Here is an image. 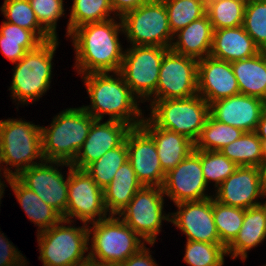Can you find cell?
Instances as JSON below:
<instances>
[{"label":"cell","instance_id":"23","mask_svg":"<svg viewBox=\"0 0 266 266\" xmlns=\"http://www.w3.org/2000/svg\"><path fill=\"white\" fill-rule=\"evenodd\" d=\"M260 48L247 34L243 26L221 28L213 31L210 56L227 62L253 57Z\"/></svg>","mask_w":266,"mask_h":266},{"label":"cell","instance_id":"33","mask_svg":"<svg viewBox=\"0 0 266 266\" xmlns=\"http://www.w3.org/2000/svg\"><path fill=\"white\" fill-rule=\"evenodd\" d=\"M114 12L110 0H73V6L67 26V35L77 27L95 22L109 20Z\"/></svg>","mask_w":266,"mask_h":266},{"label":"cell","instance_id":"35","mask_svg":"<svg viewBox=\"0 0 266 266\" xmlns=\"http://www.w3.org/2000/svg\"><path fill=\"white\" fill-rule=\"evenodd\" d=\"M244 215L245 209L221 204L213 198V218L220 242L225 247L238 235Z\"/></svg>","mask_w":266,"mask_h":266},{"label":"cell","instance_id":"2","mask_svg":"<svg viewBox=\"0 0 266 266\" xmlns=\"http://www.w3.org/2000/svg\"><path fill=\"white\" fill-rule=\"evenodd\" d=\"M114 74L119 76L118 79L112 78L108 72L90 73L83 77L92 104L91 107L83 106V108L95 120L102 121L103 115L108 114L110 121L126 123L131 127L140 126L143 118L139 120L137 118L142 115L139 104L122 74L120 72ZM133 115L134 117H131Z\"/></svg>","mask_w":266,"mask_h":266},{"label":"cell","instance_id":"16","mask_svg":"<svg viewBox=\"0 0 266 266\" xmlns=\"http://www.w3.org/2000/svg\"><path fill=\"white\" fill-rule=\"evenodd\" d=\"M128 161L142 186L162 187L166 173L161 168L157 148L151 135L140 125L126 136Z\"/></svg>","mask_w":266,"mask_h":266},{"label":"cell","instance_id":"48","mask_svg":"<svg viewBox=\"0 0 266 266\" xmlns=\"http://www.w3.org/2000/svg\"><path fill=\"white\" fill-rule=\"evenodd\" d=\"M261 142H262L263 161H266V140H261Z\"/></svg>","mask_w":266,"mask_h":266},{"label":"cell","instance_id":"22","mask_svg":"<svg viewBox=\"0 0 266 266\" xmlns=\"http://www.w3.org/2000/svg\"><path fill=\"white\" fill-rule=\"evenodd\" d=\"M141 126L153 138L165 173L175 168L194 150V142L185 135L156 127L149 119H143Z\"/></svg>","mask_w":266,"mask_h":266},{"label":"cell","instance_id":"37","mask_svg":"<svg viewBox=\"0 0 266 266\" xmlns=\"http://www.w3.org/2000/svg\"><path fill=\"white\" fill-rule=\"evenodd\" d=\"M225 254L222 243L187 240L184 261L190 266H223Z\"/></svg>","mask_w":266,"mask_h":266},{"label":"cell","instance_id":"41","mask_svg":"<svg viewBox=\"0 0 266 266\" xmlns=\"http://www.w3.org/2000/svg\"><path fill=\"white\" fill-rule=\"evenodd\" d=\"M0 35L2 41L42 42L32 31L6 21L1 26Z\"/></svg>","mask_w":266,"mask_h":266},{"label":"cell","instance_id":"25","mask_svg":"<svg viewBox=\"0 0 266 266\" xmlns=\"http://www.w3.org/2000/svg\"><path fill=\"white\" fill-rule=\"evenodd\" d=\"M266 238V206L261 204L245 209L244 221L238 235L226 247V254L240 259L247 258V251Z\"/></svg>","mask_w":266,"mask_h":266},{"label":"cell","instance_id":"15","mask_svg":"<svg viewBox=\"0 0 266 266\" xmlns=\"http://www.w3.org/2000/svg\"><path fill=\"white\" fill-rule=\"evenodd\" d=\"M207 183L203 176L200 150L194 149L175 168L165 175L162 186L164 195L175 204L211 198L205 195Z\"/></svg>","mask_w":266,"mask_h":266},{"label":"cell","instance_id":"38","mask_svg":"<svg viewBox=\"0 0 266 266\" xmlns=\"http://www.w3.org/2000/svg\"><path fill=\"white\" fill-rule=\"evenodd\" d=\"M242 26L260 50L266 51V0L247 1Z\"/></svg>","mask_w":266,"mask_h":266},{"label":"cell","instance_id":"42","mask_svg":"<svg viewBox=\"0 0 266 266\" xmlns=\"http://www.w3.org/2000/svg\"><path fill=\"white\" fill-rule=\"evenodd\" d=\"M42 42H12L2 41L0 35V49L4 56L13 64L18 62L27 51L35 49Z\"/></svg>","mask_w":266,"mask_h":266},{"label":"cell","instance_id":"21","mask_svg":"<svg viewBox=\"0 0 266 266\" xmlns=\"http://www.w3.org/2000/svg\"><path fill=\"white\" fill-rule=\"evenodd\" d=\"M230 62L207 56L198 60V95L211 103L239 94Z\"/></svg>","mask_w":266,"mask_h":266},{"label":"cell","instance_id":"26","mask_svg":"<svg viewBox=\"0 0 266 266\" xmlns=\"http://www.w3.org/2000/svg\"><path fill=\"white\" fill-rule=\"evenodd\" d=\"M141 187L142 184L138 181L130 162L121 165L113 180L103 188L104 205L109 215L119 214Z\"/></svg>","mask_w":266,"mask_h":266},{"label":"cell","instance_id":"34","mask_svg":"<svg viewBox=\"0 0 266 266\" xmlns=\"http://www.w3.org/2000/svg\"><path fill=\"white\" fill-rule=\"evenodd\" d=\"M174 36L191 22L206 15V0H163Z\"/></svg>","mask_w":266,"mask_h":266},{"label":"cell","instance_id":"36","mask_svg":"<svg viewBox=\"0 0 266 266\" xmlns=\"http://www.w3.org/2000/svg\"><path fill=\"white\" fill-rule=\"evenodd\" d=\"M1 10L8 23L32 31L42 42L52 39L37 21L28 0H4Z\"/></svg>","mask_w":266,"mask_h":266},{"label":"cell","instance_id":"32","mask_svg":"<svg viewBox=\"0 0 266 266\" xmlns=\"http://www.w3.org/2000/svg\"><path fill=\"white\" fill-rule=\"evenodd\" d=\"M127 161L128 152L125 140L120 146L109 150L98 160L89 164L84 170L103 189L113 180L119 167Z\"/></svg>","mask_w":266,"mask_h":266},{"label":"cell","instance_id":"47","mask_svg":"<svg viewBox=\"0 0 266 266\" xmlns=\"http://www.w3.org/2000/svg\"><path fill=\"white\" fill-rule=\"evenodd\" d=\"M261 169V177L264 191L266 192V161H262Z\"/></svg>","mask_w":266,"mask_h":266},{"label":"cell","instance_id":"43","mask_svg":"<svg viewBox=\"0 0 266 266\" xmlns=\"http://www.w3.org/2000/svg\"><path fill=\"white\" fill-rule=\"evenodd\" d=\"M19 253L2 233L0 236V266H25V258Z\"/></svg>","mask_w":266,"mask_h":266},{"label":"cell","instance_id":"29","mask_svg":"<svg viewBox=\"0 0 266 266\" xmlns=\"http://www.w3.org/2000/svg\"><path fill=\"white\" fill-rule=\"evenodd\" d=\"M237 166L261 167L262 142L256 132H244L239 139L219 150Z\"/></svg>","mask_w":266,"mask_h":266},{"label":"cell","instance_id":"13","mask_svg":"<svg viewBox=\"0 0 266 266\" xmlns=\"http://www.w3.org/2000/svg\"><path fill=\"white\" fill-rule=\"evenodd\" d=\"M68 167V203L67 209L62 217L63 220L71 221L76 217L84 224L107 218L104 205L103 189L100 188L93 178L84 169Z\"/></svg>","mask_w":266,"mask_h":266},{"label":"cell","instance_id":"10","mask_svg":"<svg viewBox=\"0 0 266 266\" xmlns=\"http://www.w3.org/2000/svg\"><path fill=\"white\" fill-rule=\"evenodd\" d=\"M169 49L133 46L125 51L119 72L134 95L148 100L156 92L162 58Z\"/></svg>","mask_w":266,"mask_h":266},{"label":"cell","instance_id":"6","mask_svg":"<svg viewBox=\"0 0 266 266\" xmlns=\"http://www.w3.org/2000/svg\"><path fill=\"white\" fill-rule=\"evenodd\" d=\"M62 220L49 229L38 232L39 259L44 266H85L90 264L88 251L89 232L87 224L82 227L63 226ZM62 224V225H60ZM60 225V226H59ZM87 227V228H86Z\"/></svg>","mask_w":266,"mask_h":266},{"label":"cell","instance_id":"9","mask_svg":"<svg viewBox=\"0 0 266 266\" xmlns=\"http://www.w3.org/2000/svg\"><path fill=\"white\" fill-rule=\"evenodd\" d=\"M120 20L132 46L171 47L174 35L163 0H147L126 12Z\"/></svg>","mask_w":266,"mask_h":266},{"label":"cell","instance_id":"49","mask_svg":"<svg viewBox=\"0 0 266 266\" xmlns=\"http://www.w3.org/2000/svg\"><path fill=\"white\" fill-rule=\"evenodd\" d=\"M3 187H4V185H0V198H2V195L4 193Z\"/></svg>","mask_w":266,"mask_h":266},{"label":"cell","instance_id":"50","mask_svg":"<svg viewBox=\"0 0 266 266\" xmlns=\"http://www.w3.org/2000/svg\"><path fill=\"white\" fill-rule=\"evenodd\" d=\"M1 163H3V162H2V157H1V148H0V164H1ZM0 171H1V169H0ZM0 185H4L3 183H1V179H0Z\"/></svg>","mask_w":266,"mask_h":266},{"label":"cell","instance_id":"27","mask_svg":"<svg viewBox=\"0 0 266 266\" xmlns=\"http://www.w3.org/2000/svg\"><path fill=\"white\" fill-rule=\"evenodd\" d=\"M243 95L254 96L266 102V51L253 57L231 63Z\"/></svg>","mask_w":266,"mask_h":266},{"label":"cell","instance_id":"4","mask_svg":"<svg viewBox=\"0 0 266 266\" xmlns=\"http://www.w3.org/2000/svg\"><path fill=\"white\" fill-rule=\"evenodd\" d=\"M91 228H88V232L89 237L93 232V244L88 256L92 265H121L144 246L140 236L123 220L120 221V217L109 215L108 218L93 222Z\"/></svg>","mask_w":266,"mask_h":266},{"label":"cell","instance_id":"3","mask_svg":"<svg viewBox=\"0 0 266 266\" xmlns=\"http://www.w3.org/2000/svg\"><path fill=\"white\" fill-rule=\"evenodd\" d=\"M95 119L83 108H70L41 127L42 154L47 161L71 164L85 142Z\"/></svg>","mask_w":266,"mask_h":266},{"label":"cell","instance_id":"31","mask_svg":"<svg viewBox=\"0 0 266 266\" xmlns=\"http://www.w3.org/2000/svg\"><path fill=\"white\" fill-rule=\"evenodd\" d=\"M245 0H206V15L213 30L243 25Z\"/></svg>","mask_w":266,"mask_h":266},{"label":"cell","instance_id":"46","mask_svg":"<svg viewBox=\"0 0 266 266\" xmlns=\"http://www.w3.org/2000/svg\"><path fill=\"white\" fill-rule=\"evenodd\" d=\"M256 134L261 140H266V109L263 111L256 129Z\"/></svg>","mask_w":266,"mask_h":266},{"label":"cell","instance_id":"8","mask_svg":"<svg viewBox=\"0 0 266 266\" xmlns=\"http://www.w3.org/2000/svg\"><path fill=\"white\" fill-rule=\"evenodd\" d=\"M151 116L156 127L185 135L195 143L210 115V105L196 94L189 98L151 101Z\"/></svg>","mask_w":266,"mask_h":266},{"label":"cell","instance_id":"30","mask_svg":"<svg viewBox=\"0 0 266 266\" xmlns=\"http://www.w3.org/2000/svg\"><path fill=\"white\" fill-rule=\"evenodd\" d=\"M243 133L244 131L241 129L221 123L209 115L198 139L194 143V149L219 151L224 146L239 139Z\"/></svg>","mask_w":266,"mask_h":266},{"label":"cell","instance_id":"11","mask_svg":"<svg viewBox=\"0 0 266 266\" xmlns=\"http://www.w3.org/2000/svg\"><path fill=\"white\" fill-rule=\"evenodd\" d=\"M162 187L142 186L129 204L118 214L143 240L153 245L160 232L162 220L170 221V215L162 213L164 204Z\"/></svg>","mask_w":266,"mask_h":266},{"label":"cell","instance_id":"1","mask_svg":"<svg viewBox=\"0 0 266 266\" xmlns=\"http://www.w3.org/2000/svg\"><path fill=\"white\" fill-rule=\"evenodd\" d=\"M114 19L87 23L75 28L69 36L76 50L75 67L79 73L119 72L124 53L119 43L118 33L123 31L122 21Z\"/></svg>","mask_w":266,"mask_h":266},{"label":"cell","instance_id":"5","mask_svg":"<svg viewBox=\"0 0 266 266\" xmlns=\"http://www.w3.org/2000/svg\"><path fill=\"white\" fill-rule=\"evenodd\" d=\"M0 148L2 162L16 167L15 172L4 170V177L18 176L23 170L44 162L41 143V127L22 120H0Z\"/></svg>","mask_w":266,"mask_h":266},{"label":"cell","instance_id":"14","mask_svg":"<svg viewBox=\"0 0 266 266\" xmlns=\"http://www.w3.org/2000/svg\"><path fill=\"white\" fill-rule=\"evenodd\" d=\"M47 163H50L49 166ZM51 163L58 166L70 165L44 160V163L23 170L16 177L63 217L68 203V177L65 181L62 173L58 168L51 166Z\"/></svg>","mask_w":266,"mask_h":266},{"label":"cell","instance_id":"24","mask_svg":"<svg viewBox=\"0 0 266 266\" xmlns=\"http://www.w3.org/2000/svg\"><path fill=\"white\" fill-rule=\"evenodd\" d=\"M213 31L212 24L205 15L176 32L178 40L172 42L170 49L197 60L203 59L210 56Z\"/></svg>","mask_w":266,"mask_h":266},{"label":"cell","instance_id":"28","mask_svg":"<svg viewBox=\"0 0 266 266\" xmlns=\"http://www.w3.org/2000/svg\"><path fill=\"white\" fill-rule=\"evenodd\" d=\"M7 182L14 191L16 199L24 209L27 217L40 227L38 232L49 229L63 220L62 216L54 208L46 204L17 177H10Z\"/></svg>","mask_w":266,"mask_h":266},{"label":"cell","instance_id":"7","mask_svg":"<svg viewBox=\"0 0 266 266\" xmlns=\"http://www.w3.org/2000/svg\"><path fill=\"white\" fill-rule=\"evenodd\" d=\"M58 38L42 42L35 49L15 63L12 97L23 103L39 99L50 87L52 59L58 45ZM28 101V102H27Z\"/></svg>","mask_w":266,"mask_h":266},{"label":"cell","instance_id":"40","mask_svg":"<svg viewBox=\"0 0 266 266\" xmlns=\"http://www.w3.org/2000/svg\"><path fill=\"white\" fill-rule=\"evenodd\" d=\"M37 21L52 37L57 38V20L64 14L63 0H28Z\"/></svg>","mask_w":266,"mask_h":266},{"label":"cell","instance_id":"19","mask_svg":"<svg viewBox=\"0 0 266 266\" xmlns=\"http://www.w3.org/2000/svg\"><path fill=\"white\" fill-rule=\"evenodd\" d=\"M265 109L264 100L239 93L211 103L210 115L215 120L244 132H254Z\"/></svg>","mask_w":266,"mask_h":266},{"label":"cell","instance_id":"17","mask_svg":"<svg viewBox=\"0 0 266 266\" xmlns=\"http://www.w3.org/2000/svg\"><path fill=\"white\" fill-rule=\"evenodd\" d=\"M216 193L214 199L227 206L248 209L261 205L255 200L266 194L261 169L255 166H238L234 173L221 183Z\"/></svg>","mask_w":266,"mask_h":266},{"label":"cell","instance_id":"12","mask_svg":"<svg viewBox=\"0 0 266 266\" xmlns=\"http://www.w3.org/2000/svg\"><path fill=\"white\" fill-rule=\"evenodd\" d=\"M155 97L189 98L198 94V60L169 49L162 58Z\"/></svg>","mask_w":266,"mask_h":266},{"label":"cell","instance_id":"39","mask_svg":"<svg viewBox=\"0 0 266 266\" xmlns=\"http://www.w3.org/2000/svg\"><path fill=\"white\" fill-rule=\"evenodd\" d=\"M200 159L206 183L208 184L209 180L215 181L216 187H219L238 167L220 151L200 150Z\"/></svg>","mask_w":266,"mask_h":266},{"label":"cell","instance_id":"18","mask_svg":"<svg viewBox=\"0 0 266 266\" xmlns=\"http://www.w3.org/2000/svg\"><path fill=\"white\" fill-rule=\"evenodd\" d=\"M175 205L179 211L172 213L169 222L180 228L187 240L221 243L213 218V197Z\"/></svg>","mask_w":266,"mask_h":266},{"label":"cell","instance_id":"45","mask_svg":"<svg viewBox=\"0 0 266 266\" xmlns=\"http://www.w3.org/2000/svg\"><path fill=\"white\" fill-rule=\"evenodd\" d=\"M147 0H110L113 11L122 17L126 12L131 11L144 4Z\"/></svg>","mask_w":266,"mask_h":266},{"label":"cell","instance_id":"20","mask_svg":"<svg viewBox=\"0 0 266 266\" xmlns=\"http://www.w3.org/2000/svg\"><path fill=\"white\" fill-rule=\"evenodd\" d=\"M100 122V120H95L92 123L85 142L71 163L72 167L85 169L109 150L120 146L132 128L130 125L118 121L108 120L102 124Z\"/></svg>","mask_w":266,"mask_h":266},{"label":"cell","instance_id":"44","mask_svg":"<svg viewBox=\"0 0 266 266\" xmlns=\"http://www.w3.org/2000/svg\"><path fill=\"white\" fill-rule=\"evenodd\" d=\"M149 253V249L147 250L146 247L143 246L137 253L123 262L121 266H157Z\"/></svg>","mask_w":266,"mask_h":266}]
</instances>
